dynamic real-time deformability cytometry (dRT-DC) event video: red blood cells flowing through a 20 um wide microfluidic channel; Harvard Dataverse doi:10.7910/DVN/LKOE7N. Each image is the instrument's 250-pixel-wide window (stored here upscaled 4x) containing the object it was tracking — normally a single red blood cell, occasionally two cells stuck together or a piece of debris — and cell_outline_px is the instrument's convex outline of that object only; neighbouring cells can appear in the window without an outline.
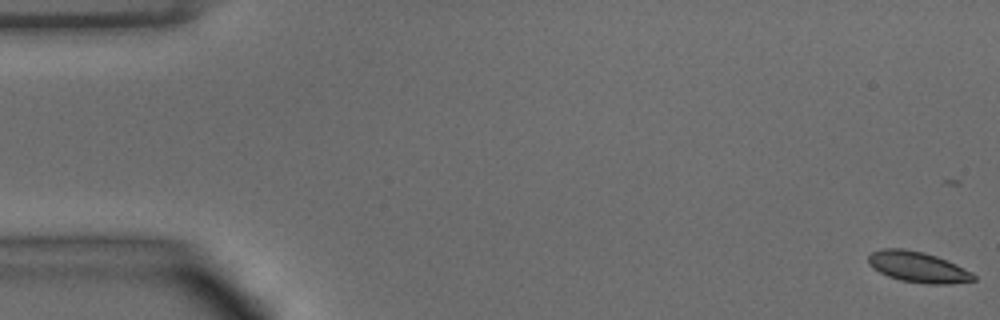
{"species": "common noctule bat (a hibernating species)", "species_latin": "Nyctalus noctula", "temperature_condition": "warm", "stored_images_in_passage": 40, "camera_frame_rate_fps": 3000, "um_per_image_px": 0.085, "animal": {"sex": "male", "body_mass_g": 15.6}, "frame": {"image": 1, "passage_image": 1, "time_ms": 0.0, "image_size_px": [1000, 320], "cell_outline_px": [[976, 280], [948, 284], [924, 284], [900, 280], [888, 276], [872, 268], [868, 264], [868, 256], [872, 252], [884, 248], [904, 248], [924, 252], [936, 256], [972, 272], [976, 276]], "centroid_in_image_um": [78.0, 22.7], "position_along_channel_um": 7.0, "area_um2": 18.84}}
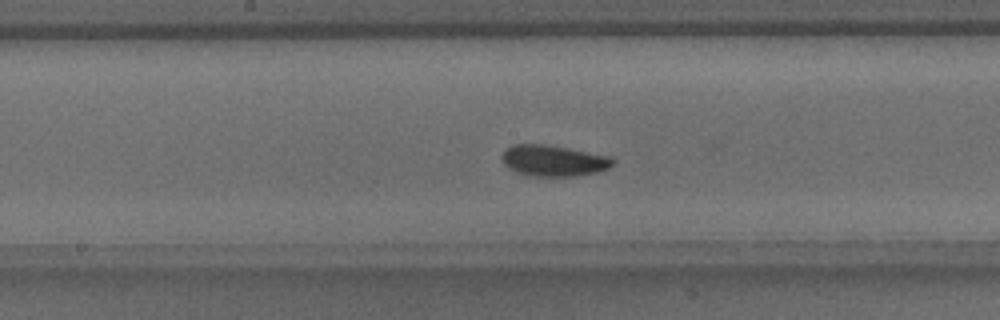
{"frame": {"image": 2, "passage_image": 26, "time_ms": 8.333, "image_size_px": [1000, 320], "cell_outline_px": [[616, 160], [608, 168], [596, 172], [576, 176], [528, 176], [516, 172], [508, 168], [504, 164], [500, 156], [504, 148], [512, 144], [544, 144], [568, 148], [608, 156]], "centroid_in_image_um": [46.97, 13.65], "position_along_channel_um": 201.2, "area_um2": 20.23}}
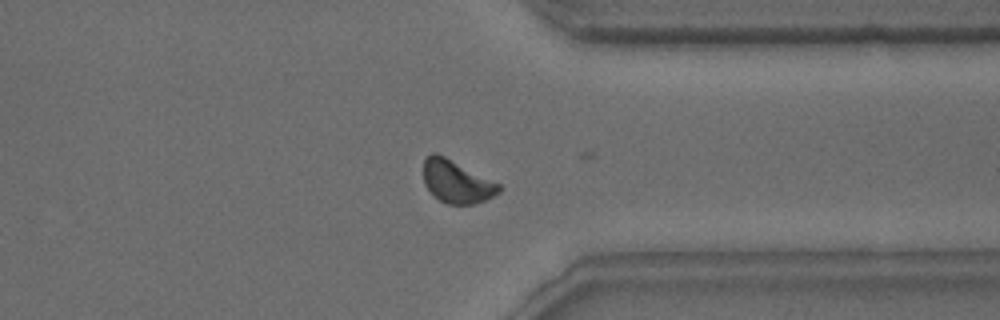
{"frame": {"image": 3, "passage_image": 39, "time_ms": 12.667, "image_size_px": [1000, 320], "cell_outline_px": [[500, 192], [476, 204], [444, 204], [432, 196], [424, 184], [424, 160], [432, 152], [436, 152], [500, 184]], "centroid_in_image_um": [38.77, 15.46], "position_along_channel_um": 372.6, "area_um2": 18.73}, "authors_computed_cell_mechanics": {"area_um2": 19.074, "velocity_mm_per_s": 4.0354, "shape_relaxation_time_tau1_ms": 2.2107, "shape_relaxation_time_tau2_ms": 2.1244, "deformation_change_tau1": 0.094, "deformation_change_tau2": 0.0544}}